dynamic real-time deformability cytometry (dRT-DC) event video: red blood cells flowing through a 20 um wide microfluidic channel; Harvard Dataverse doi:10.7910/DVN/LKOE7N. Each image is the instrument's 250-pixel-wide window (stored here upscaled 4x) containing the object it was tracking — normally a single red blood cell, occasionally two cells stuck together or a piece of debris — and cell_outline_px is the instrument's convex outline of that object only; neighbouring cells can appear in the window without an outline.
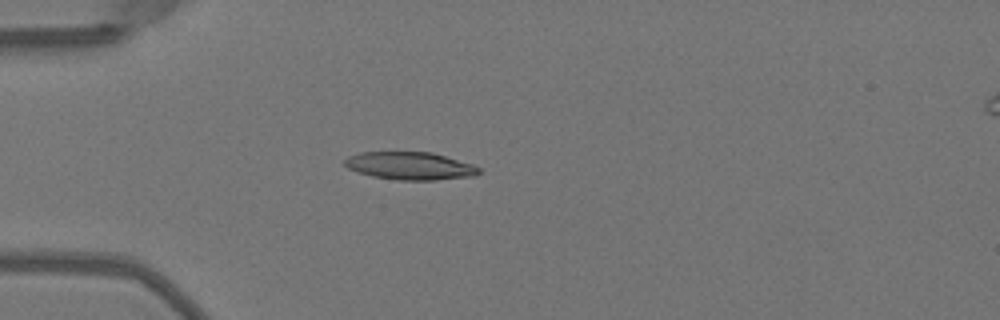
{"species": "Egyptian fruit bat (a non-hibernating species)", "species_latin": "Rousettus aegyptiacus", "temperature_condition": "warm", "stored_images_in_passage": 42, "camera_frame_rate_fps": 3000, "um_per_image_px": 0.085, "animal": {"sex": "female"}, "frame": {"image": 1, "passage_image": 6, "time_ms": 1.667, "image_size_px": [1000, 320], "cell_outline_px": [[480, 172], [476, 176], [436, 180], [396, 180], [372, 176], [356, 172], [348, 168], [344, 164], [344, 160], [348, 156], [360, 152], [432, 152], [472, 164], [480, 168]], "centroid_in_image_um": [34.84, 14.1], "position_along_channel_um": 50.2, "area_um2": 21.85}}
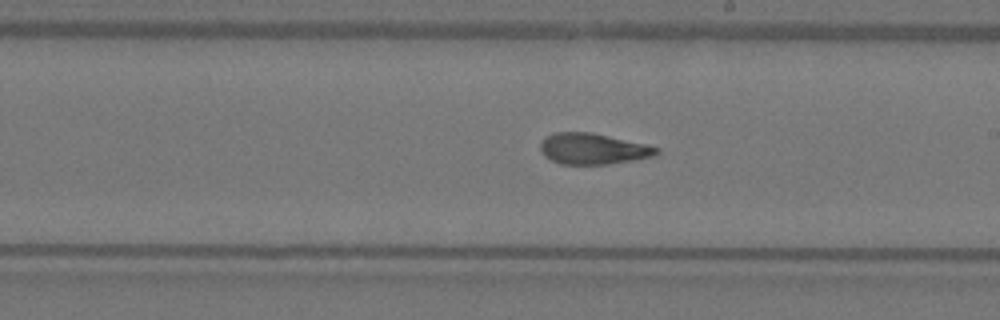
{"frame": {"image": 2, "passage_image": 21, "time_ms": 6.667, "image_size_px": [1000, 320], "cell_outline_px": [[660, 152], [656, 156], [608, 164], [560, 164], [544, 156], [540, 148], [540, 144], [548, 136], [556, 132], [592, 132], [648, 144], [660, 148]], "centroid_in_image_um": [50.46, 12.64], "position_along_channel_um": 238.5, "area_um2": 21.04}}
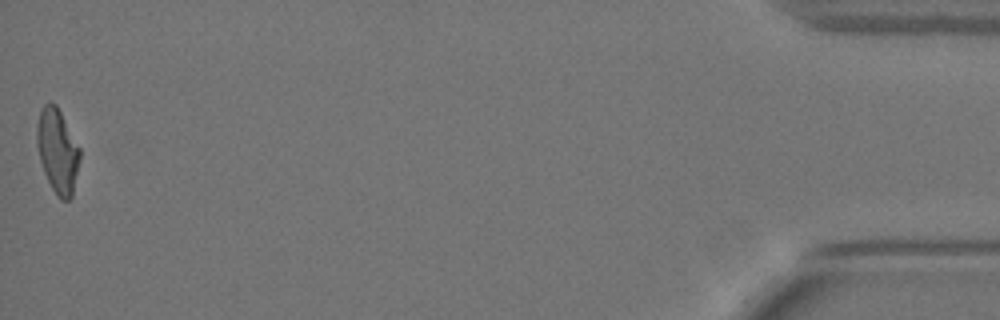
{"frame": {"image": 3, "passage_image": 42, "time_ms": 13.667, "image_size_px": [1000, 320], "cell_outline_px": [[80, 160], [72, 196], [68, 200], [60, 200], [56, 196], [44, 172], [40, 160], [36, 144], [36, 128], [40, 112], [44, 104], [56, 104], [80, 148]], "centroid_in_image_um": [4.89, 12.86], "position_along_channel_um": 430.3, "area_um2": 20.98}, "authors_computed_cell_mechanics": {"area_um2": 21.3282, "velocity_mm_per_s": 4.06, "shape_relaxation_time_tau1_ms": null, "shape_relaxation_time_tau2_ms": 2.4945, "deformation_change_tau1": null, "deformation_change_tau2": 0.111}}